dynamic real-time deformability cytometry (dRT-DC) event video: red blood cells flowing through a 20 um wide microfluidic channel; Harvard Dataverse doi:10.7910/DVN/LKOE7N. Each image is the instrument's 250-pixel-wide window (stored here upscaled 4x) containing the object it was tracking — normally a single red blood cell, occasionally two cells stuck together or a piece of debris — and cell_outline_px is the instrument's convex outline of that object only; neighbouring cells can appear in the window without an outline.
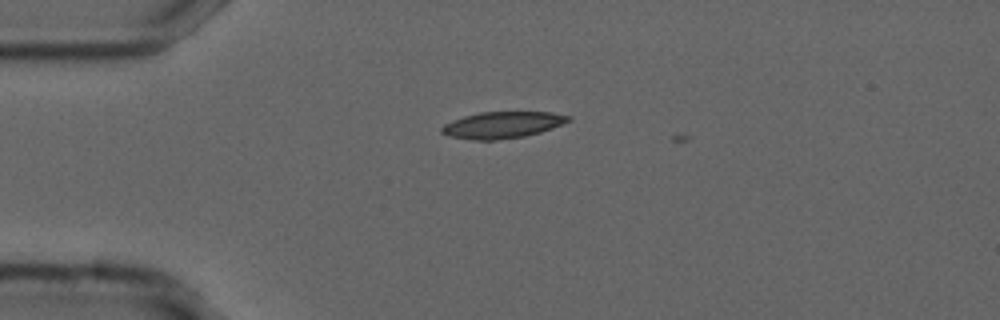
{"species": "common noctule bat (a hibernating species)", "species_latin": "Nyctalus noctula", "temperature_condition": "cold", "stored_images_in_passage": 3, "camera_frame_rate_fps": 3000, "um_per_image_px": 0.085, "animal": {"sex": "male", "forearm_length_mm": 52.5}, "frame": {"image": 1, "passage_image": 2, "time_ms": 0.333, "image_size_px": [1000, 320], "cell_outline_px": [[572, 120], [552, 128], [540, 132], [524, 136], [496, 140], [472, 140], [448, 136], [440, 132], [440, 128], [444, 124], [452, 120], [464, 116], [480, 112], [552, 112], [572, 116]], "centroid_in_image_um": [42.69, 10.62], "position_along_channel_um": 42.3, "area_um2": 19.71}}